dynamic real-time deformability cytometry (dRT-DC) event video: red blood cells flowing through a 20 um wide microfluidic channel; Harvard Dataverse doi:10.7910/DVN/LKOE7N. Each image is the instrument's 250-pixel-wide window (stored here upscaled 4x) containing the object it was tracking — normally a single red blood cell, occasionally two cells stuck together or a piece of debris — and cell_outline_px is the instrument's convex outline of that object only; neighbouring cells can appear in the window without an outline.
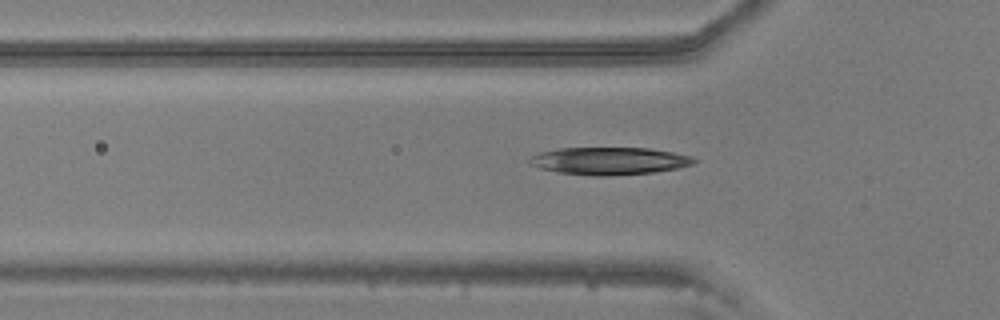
{"species": "common noctule bat (a hibernating species)", "species_latin": "Nyctalus noctula", "temperature_condition": "warm", "stored_images_in_passage": 48, "camera_frame_rate_fps": 3000, "um_per_image_px": 0.085, "animal": {"sex": "male", "body_mass_g": 20.5, "forearm_length_mm": 52.5}, "frame": {"image": 1, "passage_image": 17, "time_ms": 5.333, "image_size_px": [1000, 320], "cell_outline_px": [[700, 160], [696, 164], [656, 172], [608, 176], [592, 176], [560, 172], [540, 168], [532, 164], [528, 160], [532, 156], [540, 152], [560, 148], [648, 148], [672, 152], [692, 156]], "centroid_in_image_um": [51.86, 13.68], "position_along_channel_um": 73.9, "area_um2": 26.36}}
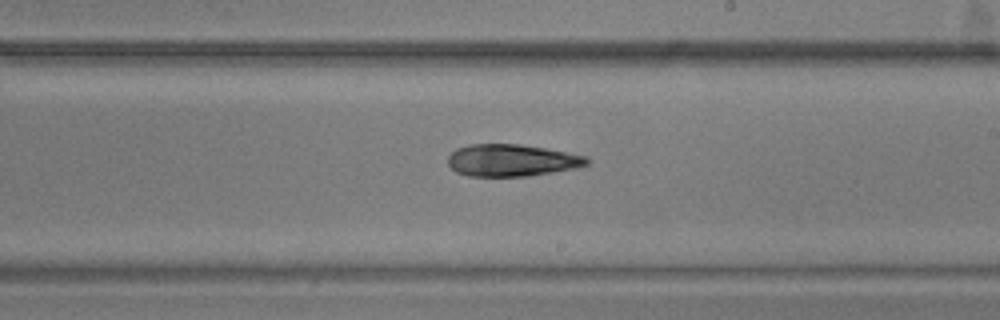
{"frame": {"image": 2, "passage_image": 31, "time_ms": 10.0, "image_size_px": [1000, 320], "cell_outline_px": [[588, 164], [576, 168], [528, 176], [468, 176], [456, 172], [448, 164], [448, 156], [456, 148], [472, 144], [520, 144], [544, 148], [588, 156]], "centroid_in_image_um": [43.48, 13.63], "position_along_channel_um": 245.5, "area_um2": 25.89}}
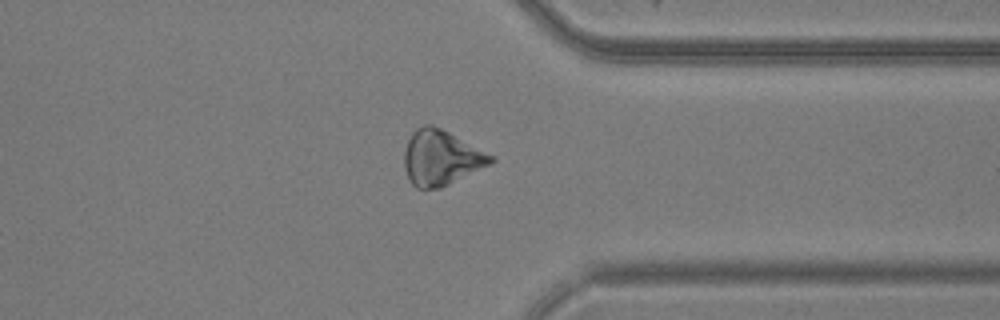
{"frame": {"image": 3, "passage_image": 42, "time_ms": 13.667, "image_size_px": [1000, 320], "cell_outline_px": [[496, 160], [440, 188], [416, 188], [412, 184], [404, 168], [404, 152], [408, 140], [412, 132], [416, 128], [424, 124], [432, 124], [496, 156]], "centroid_in_image_um": [37.47, 13.39], "position_along_channel_um": 373.9, "area_um2": 27.46}, "authors_computed_cell_mechanics": {"area_um2": 25.9811, "velocity_mm_per_s": 3.6482, "shape_relaxation_time_tau1_ms": 2.0965, "shape_relaxation_time_tau2_ms": 5.506, "deformation_change_tau1": 0.0978, "deformation_change_tau2": 0.1603}}